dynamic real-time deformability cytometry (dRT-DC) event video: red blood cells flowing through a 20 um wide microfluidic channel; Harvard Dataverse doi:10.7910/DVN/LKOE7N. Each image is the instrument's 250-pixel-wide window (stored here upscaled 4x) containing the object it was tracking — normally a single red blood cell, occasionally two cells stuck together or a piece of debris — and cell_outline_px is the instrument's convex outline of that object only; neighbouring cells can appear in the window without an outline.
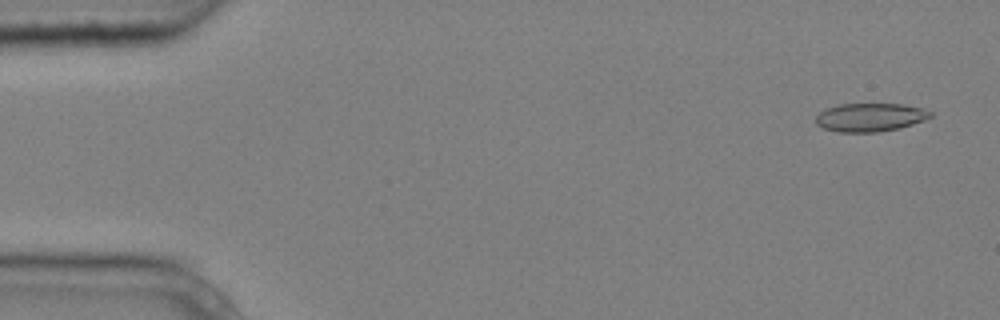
{"species": "common noctule bat (a hibernating species)", "species_latin": "Nyctalus noctula", "temperature_condition": "cold", "stored_images_in_passage": 9, "camera_frame_rate_fps": 3000, "um_per_image_px": 0.085, "animal": {"sex": "male", "body_mass_g": 20.4}, "frame": {"image": 1, "passage_image": 1, "time_ms": 0.0, "image_size_px": [1000, 320], "cell_outline_px": [[932, 116], [924, 120], [900, 128], [876, 132], [836, 132], [824, 128], [816, 124], [816, 116], [824, 108], [836, 104], [904, 104], [924, 108], [932, 112]], "centroid_in_image_um": [73.95, 9.96], "position_along_channel_um": 11.1, "area_um2": 19.13}}
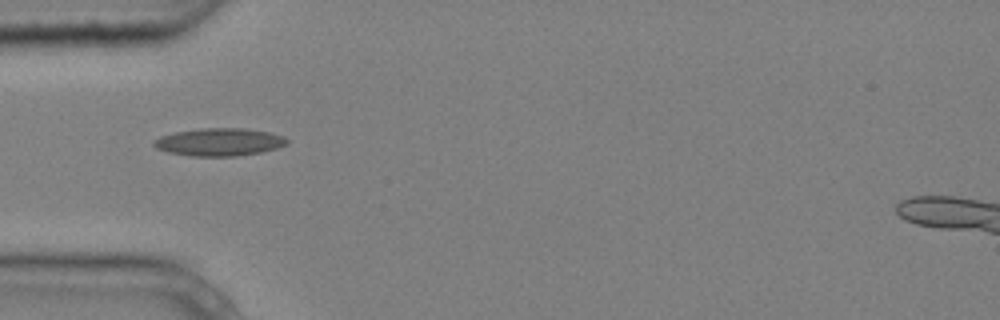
{"frame": {"image": 2, "passage_image": 4, "time_ms": 1.0, "image_size_px": [1000, 320], "cell_outline_px": [[288, 144], [276, 148], [260, 152], [236, 156], [188, 156], [168, 152], [156, 148], [152, 144], [152, 140], [160, 136], [176, 132], [200, 128], [244, 128], [268, 132], [284, 136], [288, 140]], "centroid_in_image_um": [18.61, 12.07], "position_along_channel_um": 66.4, "area_um2": 21.56}}
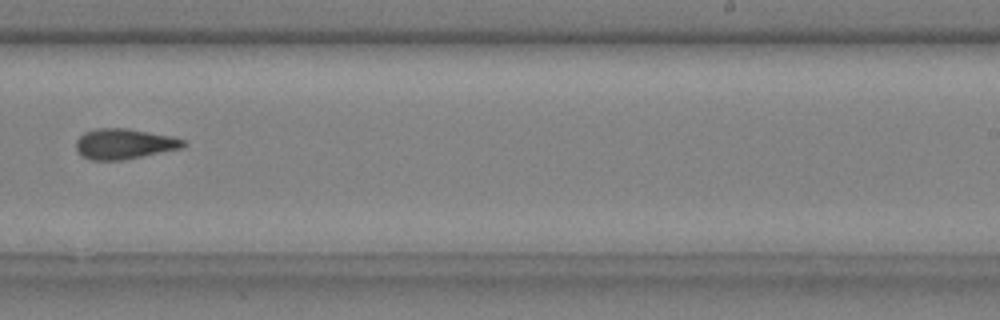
{"frame": {"image": 3, "passage_image": 9, "time_ms": 2.667, "image_size_px": [1000, 320], "cell_outline_px": [[188, 144], [184, 148], [120, 160], [92, 160], [84, 156], [76, 148], [76, 140], [84, 132], [96, 128], [128, 128], [172, 136], [188, 140]], "centroid_in_image_um": [10.62, 12.21], "position_along_channel_um": 278.4, "area_um2": 19.07}}